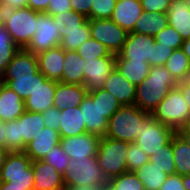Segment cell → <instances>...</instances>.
<instances>
[{
	"label": "cell",
	"instance_id": "18",
	"mask_svg": "<svg viewBox=\"0 0 190 190\" xmlns=\"http://www.w3.org/2000/svg\"><path fill=\"white\" fill-rule=\"evenodd\" d=\"M104 89L116 97L121 106L134 105L136 86L128 81L116 67L110 72Z\"/></svg>",
	"mask_w": 190,
	"mask_h": 190
},
{
	"label": "cell",
	"instance_id": "24",
	"mask_svg": "<svg viewBox=\"0 0 190 190\" xmlns=\"http://www.w3.org/2000/svg\"><path fill=\"white\" fill-rule=\"evenodd\" d=\"M168 25L173 27L183 38H190V9L185 0L171 1L167 11Z\"/></svg>",
	"mask_w": 190,
	"mask_h": 190
},
{
	"label": "cell",
	"instance_id": "1",
	"mask_svg": "<svg viewBox=\"0 0 190 190\" xmlns=\"http://www.w3.org/2000/svg\"><path fill=\"white\" fill-rule=\"evenodd\" d=\"M47 78L39 71L37 54L20 49L7 70L0 77V81L16 92L23 100L27 99Z\"/></svg>",
	"mask_w": 190,
	"mask_h": 190
},
{
	"label": "cell",
	"instance_id": "21",
	"mask_svg": "<svg viewBox=\"0 0 190 190\" xmlns=\"http://www.w3.org/2000/svg\"><path fill=\"white\" fill-rule=\"evenodd\" d=\"M88 91L84 85L56 82L54 94V107L60 111L67 107H78L82 103Z\"/></svg>",
	"mask_w": 190,
	"mask_h": 190
},
{
	"label": "cell",
	"instance_id": "10",
	"mask_svg": "<svg viewBox=\"0 0 190 190\" xmlns=\"http://www.w3.org/2000/svg\"><path fill=\"white\" fill-rule=\"evenodd\" d=\"M90 35L104 44L110 53L117 55L125 44L128 32L111 19H88Z\"/></svg>",
	"mask_w": 190,
	"mask_h": 190
},
{
	"label": "cell",
	"instance_id": "62",
	"mask_svg": "<svg viewBox=\"0 0 190 190\" xmlns=\"http://www.w3.org/2000/svg\"><path fill=\"white\" fill-rule=\"evenodd\" d=\"M184 81L190 83V67H189V69H188V72H187V75H186V78H185Z\"/></svg>",
	"mask_w": 190,
	"mask_h": 190
},
{
	"label": "cell",
	"instance_id": "14",
	"mask_svg": "<svg viewBox=\"0 0 190 190\" xmlns=\"http://www.w3.org/2000/svg\"><path fill=\"white\" fill-rule=\"evenodd\" d=\"M116 55L96 58L86 62L84 71V86L87 91L103 89L110 72L115 67Z\"/></svg>",
	"mask_w": 190,
	"mask_h": 190
},
{
	"label": "cell",
	"instance_id": "43",
	"mask_svg": "<svg viewBox=\"0 0 190 190\" xmlns=\"http://www.w3.org/2000/svg\"><path fill=\"white\" fill-rule=\"evenodd\" d=\"M117 0H93L90 19H111Z\"/></svg>",
	"mask_w": 190,
	"mask_h": 190
},
{
	"label": "cell",
	"instance_id": "35",
	"mask_svg": "<svg viewBox=\"0 0 190 190\" xmlns=\"http://www.w3.org/2000/svg\"><path fill=\"white\" fill-rule=\"evenodd\" d=\"M20 48L12 41L8 30L3 26L0 28V77L7 70Z\"/></svg>",
	"mask_w": 190,
	"mask_h": 190
},
{
	"label": "cell",
	"instance_id": "4",
	"mask_svg": "<svg viewBox=\"0 0 190 190\" xmlns=\"http://www.w3.org/2000/svg\"><path fill=\"white\" fill-rule=\"evenodd\" d=\"M64 188L92 185L108 186V179L100 169L96 156L70 160L63 173Z\"/></svg>",
	"mask_w": 190,
	"mask_h": 190
},
{
	"label": "cell",
	"instance_id": "3",
	"mask_svg": "<svg viewBox=\"0 0 190 190\" xmlns=\"http://www.w3.org/2000/svg\"><path fill=\"white\" fill-rule=\"evenodd\" d=\"M146 114L136 105L121 106L108 120L105 137L135 142L140 134L142 118Z\"/></svg>",
	"mask_w": 190,
	"mask_h": 190
},
{
	"label": "cell",
	"instance_id": "61",
	"mask_svg": "<svg viewBox=\"0 0 190 190\" xmlns=\"http://www.w3.org/2000/svg\"><path fill=\"white\" fill-rule=\"evenodd\" d=\"M0 190H23V189L7 188V182H1Z\"/></svg>",
	"mask_w": 190,
	"mask_h": 190
},
{
	"label": "cell",
	"instance_id": "12",
	"mask_svg": "<svg viewBox=\"0 0 190 190\" xmlns=\"http://www.w3.org/2000/svg\"><path fill=\"white\" fill-rule=\"evenodd\" d=\"M79 107L87 132L100 138L105 137L108 120L99 108V90L89 91Z\"/></svg>",
	"mask_w": 190,
	"mask_h": 190
},
{
	"label": "cell",
	"instance_id": "54",
	"mask_svg": "<svg viewBox=\"0 0 190 190\" xmlns=\"http://www.w3.org/2000/svg\"><path fill=\"white\" fill-rule=\"evenodd\" d=\"M176 133L186 142L190 147V125L182 127L176 131Z\"/></svg>",
	"mask_w": 190,
	"mask_h": 190
},
{
	"label": "cell",
	"instance_id": "49",
	"mask_svg": "<svg viewBox=\"0 0 190 190\" xmlns=\"http://www.w3.org/2000/svg\"><path fill=\"white\" fill-rule=\"evenodd\" d=\"M159 190H186L183 185V176L179 174L168 175Z\"/></svg>",
	"mask_w": 190,
	"mask_h": 190
},
{
	"label": "cell",
	"instance_id": "53",
	"mask_svg": "<svg viewBox=\"0 0 190 190\" xmlns=\"http://www.w3.org/2000/svg\"><path fill=\"white\" fill-rule=\"evenodd\" d=\"M2 4L8 9L27 7V0H3Z\"/></svg>",
	"mask_w": 190,
	"mask_h": 190
},
{
	"label": "cell",
	"instance_id": "63",
	"mask_svg": "<svg viewBox=\"0 0 190 190\" xmlns=\"http://www.w3.org/2000/svg\"><path fill=\"white\" fill-rule=\"evenodd\" d=\"M185 3L188 6V8L190 9V0H185Z\"/></svg>",
	"mask_w": 190,
	"mask_h": 190
},
{
	"label": "cell",
	"instance_id": "32",
	"mask_svg": "<svg viewBox=\"0 0 190 190\" xmlns=\"http://www.w3.org/2000/svg\"><path fill=\"white\" fill-rule=\"evenodd\" d=\"M173 157L176 174L180 176L190 174V147L177 134L173 135Z\"/></svg>",
	"mask_w": 190,
	"mask_h": 190
},
{
	"label": "cell",
	"instance_id": "59",
	"mask_svg": "<svg viewBox=\"0 0 190 190\" xmlns=\"http://www.w3.org/2000/svg\"><path fill=\"white\" fill-rule=\"evenodd\" d=\"M181 49L190 60V38L183 41Z\"/></svg>",
	"mask_w": 190,
	"mask_h": 190
},
{
	"label": "cell",
	"instance_id": "27",
	"mask_svg": "<svg viewBox=\"0 0 190 190\" xmlns=\"http://www.w3.org/2000/svg\"><path fill=\"white\" fill-rule=\"evenodd\" d=\"M86 61L76 51H65L64 68L61 82L84 85V67Z\"/></svg>",
	"mask_w": 190,
	"mask_h": 190
},
{
	"label": "cell",
	"instance_id": "46",
	"mask_svg": "<svg viewBox=\"0 0 190 190\" xmlns=\"http://www.w3.org/2000/svg\"><path fill=\"white\" fill-rule=\"evenodd\" d=\"M172 0H140L143 11L148 13H165L169 10Z\"/></svg>",
	"mask_w": 190,
	"mask_h": 190
},
{
	"label": "cell",
	"instance_id": "58",
	"mask_svg": "<svg viewBox=\"0 0 190 190\" xmlns=\"http://www.w3.org/2000/svg\"><path fill=\"white\" fill-rule=\"evenodd\" d=\"M9 150L0 147V171L5 163V160L7 158V155L9 154Z\"/></svg>",
	"mask_w": 190,
	"mask_h": 190
},
{
	"label": "cell",
	"instance_id": "41",
	"mask_svg": "<svg viewBox=\"0 0 190 190\" xmlns=\"http://www.w3.org/2000/svg\"><path fill=\"white\" fill-rule=\"evenodd\" d=\"M154 40L162 45L168 46L171 49H180L183 44L181 35L170 25L154 36Z\"/></svg>",
	"mask_w": 190,
	"mask_h": 190
},
{
	"label": "cell",
	"instance_id": "38",
	"mask_svg": "<svg viewBox=\"0 0 190 190\" xmlns=\"http://www.w3.org/2000/svg\"><path fill=\"white\" fill-rule=\"evenodd\" d=\"M76 52L86 62L96 58L107 57L111 54L104 44L94 40L92 37L84 42Z\"/></svg>",
	"mask_w": 190,
	"mask_h": 190
},
{
	"label": "cell",
	"instance_id": "34",
	"mask_svg": "<svg viewBox=\"0 0 190 190\" xmlns=\"http://www.w3.org/2000/svg\"><path fill=\"white\" fill-rule=\"evenodd\" d=\"M149 162L153 163L167 175L176 174L173 157V136L165 146L161 147V150L149 157Z\"/></svg>",
	"mask_w": 190,
	"mask_h": 190
},
{
	"label": "cell",
	"instance_id": "48",
	"mask_svg": "<svg viewBox=\"0 0 190 190\" xmlns=\"http://www.w3.org/2000/svg\"><path fill=\"white\" fill-rule=\"evenodd\" d=\"M72 6L70 0H50L46 14L50 16L71 11Z\"/></svg>",
	"mask_w": 190,
	"mask_h": 190
},
{
	"label": "cell",
	"instance_id": "36",
	"mask_svg": "<svg viewBox=\"0 0 190 190\" xmlns=\"http://www.w3.org/2000/svg\"><path fill=\"white\" fill-rule=\"evenodd\" d=\"M106 190H145V188L135 172L127 171L108 179Z\"/></svg>",
	"mask_w": 190,
	"mask_h": 190
},
{
	"label": "cell",
	"instance_id": "47",
	"mask_svg": "<svg viewBox=\"0 0 190 190\" xmlns=\"http://www.w3.org/2000/svg\"><path fill=\"white\" fill-rule=\"evenodd\" d=\"M60 112L61 111L54 106L41 112L45 127L58 131L60 128Z\"/></svg>",
	"mask_w": 190,
	"mask_h": 190
},
{
	"label": "cell",
	"instance_id": "5",
	"mask_svg": "<svg viewBox=\"0 0 190 190\" xmlns=\"http://www.w3.org/2000/svg\"><path fill=\"white\" fill-rule=\"evenodd\" d=\"M127 141L101 137L97 148V161L107 179L127 172Z\"/></svg>",
	"mask_w": 190,
	"mask_h": 190
},
{
	"label": "cell",
	"instance_id": "39",
	"mask_svg": "<svg viewBox=\"0 0 190 190\" xmlns=\"http://www.w3.org/2000/svg\"><path fill=\"white\" fill-rule=\"evenodd\" d=\"M43 160L49 165L53 166L62 175L70 162V158L62 149L61 144H58L54 148H51V150L47 152Z\"/></svg>",
	"mask_w": 190,
	"mask_h": 190
},
{
	"label": "cell",
	"instance_id": "51",
	"mask_svg": "<svg viewBox=\"0 0 190 190\" xmlns=\"http://www.w3.org/2000/svg\"><path fill=\"white\" fill-rule=\"evenodd\" d=\"M50 0H27V7L32 10L45 13L49 7Z\"/></svg>",
	"mask_w": 190,
	"mask_h": 190
},
{
	"label": "cell",
	"instance_id": "60",
	"mask_svg": "<svg viewBox=\"0 0 190 190\" xmlns=\"http://www.w3.org/2000/svg\"><path fill=\"white\" fill-rule=\"evenodd\" d=\"M183 185L186 190H190V174L183 176Z\"/></svg>",
	"mask_w": 190,
	"mask_h": 190
},
{
	"label": "cell",
	"instance_id": "55",
	"mask_svg": "<svg viewBox=\"0 0 190 190\" xmlns=\"http://www.w3.org/2000/svg\"><path fill=\"white\" fill-rule=\"evenodd\" d=\"M5 121L0 119V147L6 149Z\"/></svg>",
	"mask_w": 190,
	"mask_h": 190
},
{
	"label": "cell",
	"instance_id": "22",
	"mask_svg": "<svg viewBox=\"0 0 190 190\" xmlns=\"http://www.w3.org/2000/svg\"><path fill=\"white\" fill-rule=\"evenodd\" d=\"M25 112L24 100L0 81V119L7 122L18 119Z\"/></svg>",
	"mask_w": 190,
	"mask_h": 190
},
{
	"label": "cell",
	"instance_id": "40",
	"mask_svg": "<svg viewBox=\"0 0 190 190\" xmlns=\"http://www.w3.org/2000/svg\"><path fill=\"white\" fill-rule=\"evenodd\" d=\"M90 27L86 31H74L61 38L59 46L65 51H76L84 42L91 38Z\"/></svg>",
	"mask_w": 190,
	"mask_h": 190
},
{
	"label": "cell",
	"instance_id": "57",
	"mask_svg": "<svg viewBox=\"0 0 190 190\" xmlns=\"http://www.w3.org/2000/svg\"><path fill=\"white\" fill-rule=\"evenodd\" d=\"M8 8L3 4H0V28L4 26L5 17L7 15Z\"/></svg>",
	"mask_w": 190,
	"mask_h": 190
},
{
	"label": "cell",
	"instance_id": "19",
	"mask_svg": "<svg viewBox=\"0 0 190 190\" xmlns=\"http://www.w3.org/2000/svg\"><path fill=\"white\" fill-rule=\"evenodd\" d=\"M39 71L49 80L61 82L65 50L60 46L37 54Z\"/></svg>",
	"mask_w": 190,
	"mask_h": 190
},
{
	"label": "cell",
	"instance_id": "45",
	"mask_svg": "<svg viewBox=\"0 0 190 190\" xmlns=\"http://www.w3.org/2000/svg\"><path fill=\"white\" fill-rule=\"evenodd\" d=\"M173 49L155 41L152 48V67L164 66L165 62L171 57Z\"/></svg>",
	"mask_w": 190,
	"mask_h": 190
},
{
	"label": "cell",
	"instance_id": "23",
	"mask_svg": "<svg viewBox=\"0 0 190 190\" xmlns=\"http://www.w3.org/2000/svg\"><path fill=\"white\" fill-rule=\"evenodd\" d=\"M56 81L47 79L24 100L25 110L29 112H44L54 106Z\"/></svg>",
	"mask_w": 190,
	"mask_h": 190
},
{
	"label": "cell",
	"instance_id": "26",
	"mask_svg": "<svg viewBox=\"0 0 190 190\" xmlns=\"http://www.w3.org/2000/svg\"><path fill=\"white\" fill-rule=\"evenodd\" d=\"M52 18L58 28L60 38L74 31H86L90 27L88 18L73 10L53 15Z\"/></svg>",
	"mask_w": 190,
	"mask_h": 190
},
{
	"label": "cell",
	"instance_id": "37",
	"mask_svg": "<svg viewBox=\"0 0 190 190\" xmlns=\"http://www.w3.org/2000/svg\"><path fill=\"white\" fill-rule=\"evenodd\" d=\"M5 137L7 150L10 152L24 151V140L18 119L5 122Z\"/></svg>",
	"mask_w": 190,
	"mask_h": 190
},
{
	"label": "cell",
	"instance_id": "6",
	"mask_svg": "<svg viewBox=\"0 0 190 190\" xmlns=\"http://www.w3.org/2000/svg\"><path fill=\"white\" fill-rule=\"evenodd\" d=\"M0 181L7 182V188L33 190L32 160L23 151L9 152L0 171Z\"/></svg>",
	"mask_w": 190,
	"mask_h": 190
},
{
	"label": "cell",
	"instance_id": "7",
	"mask_svg": "<svg viewBox=\"0 0 190 190\" xmlns=\"http://www.w3.org/2000/svg\"><path fill=\"white\" fill-rule=\"evenodd\" d=\"M151 114L157 121L169 126L175 132L190 125L188 105L178 87L172 88Z\"/></svg>",
	"mask_w": 190,
	"mask_h": 190
},
{
	"label": "cell",
	"instance_id": "31",
	"mask_svg": "<svg viewBox=\"0 0 190 190\" xmlns=\"http://www.w3.org/2000/svg\"><path fill=\"white\" fill-rule=\"evenodd\" d=\"M20 121L21 135L24 140V149L26 145L34 139V135L40 132L44 127V121L41 113L26 111L18 118Z\"/></svg>",
	"mask_w": 190,
	"mask_h": 190
},
{
	"label": "cell",
	"instance_id": "15",
	"mask_svg": "<svg viewBox=\"0 0 190 190\" xmlns=\"http://www.w3.org/2000/svg\"><path fill=\"white\" fill-rule=\"evenodd\" d=\"M100 137L91 133L61 138L62 149L70 160H78L85 157L96 156Z\"/></svg>",
	"mask_w": 190,
	"mask_h": 190
},
{
	"label": "cell",
	"instance_id": "44",
	"mask_svg": "<svg viewBox=\"0 0 190 190\" xmlns=\"http://www.w3.org/2000/svg\"><path fill=\"white\" fill-rule=\"evenodd\" d=\"M121 107L115 96L107 90L99 89V108L105 114V118L109 120L111 116Z\"/></svg>",
	"mask_w": 190,
	"mask_h": 190
},
{
	"label": "cell",
	"instance_id": "25",
	"mask_svg": "<svg viewBox=\"0 0 190 190\" xmlns=\"http://www.w3.org/2000/svg\"><path fill=\"white\" fill-rule=\"evenodd\" d=\"M61 138L81 135L87 132L80 107H67L60 112Z\"/></svg>",
	"mask_w": 190,
	"mask_h": 190
},
{
	"label": "cell",
	"instance_id": "2",
	"mask_svg": "<svg viewBox=\"0 0 190 190\" xmlns=\"http://www.w3.org/2000/svg\"><path fill=\"white\" fill-rule=\"evenodd\" d=\"M177 86L178 81L164 66L151 67L148 76L136 86L134 105L152 113L170 90Z\"/></svg>",
	"mask_w": 190,
	"mask_h": 190
},
{
	"label": "cell",
	"instance_id": "50",
	"mask_svg": "<svg viewBox=\"0 0 190 190\" xmlns=\"http://www.w3.org/2000/svg\"><path fill=\"white\" fill-rule=\"evenodd\" d=\"M70 2L73 11L81 13L90 19L93 0H70Z\"/></svg>",
	"mask_w": 190,
	"mask_h": 190
},
{
	"label": "cell",
	"instance_id": "29",
	"mask_svg": "<svg viewBox=\"0 0 190 190\" xmlns=\"http://www.w3.org/2000/svg\"><path fill=\"white\" fill-rule=\"evenodd\" d=\"M168 26V16L165 13H148L143 11L140 18L136 21L131 32L143 35L155 36Z\"/></svg>",
	"mask_w": 190,
	"mask_h": 190
},
{
	"label": "cell",
	"instance_id": "56",
	"mask_svg": "<svg viewBox=\"0 0 190 190\" xmlns=\"http://www.w3.org/2000/svg\"><path fill=\"white\" fill-rule=\"evenodd\" d=\"M67 190H106L103 186H92V185H84V186H76L68 188Z\"/></svg>",
	"mask_w": 190,
	"mask_h": 190
},
{
	"label": "cell",
	"instance_id": "8",
	"mask_svg": "<svg viewBox=\"0 0 190 190\" xmlns=\"http://www.w3.org/2000/svg\"><path fill=\"white\" fill-rule=\"evenodd\" d=\"M39 14L29 7L8 9L4 27L20 49H25L33 38L37 26L36 18Z\"/></svg>",
	"mask_w": 190,
	"mask_h": 190
},
{
	"label": "cell",
	"instance_id": "16",
	"mask_svg": "<svg viewBox=\"0 0 190 190\" xmlns=\"http://www.w3.org/2000/svg\"><path fill=\"white\" fill-rule=\"evenodd\" d=\"M33 190H66L63 175L44 160L32 161Z\"/></svg>",
	"mask_w": 190,
	"mask_h": 190
},
{
	"label": "cell",
	"instance_id": "20",
	"mask_svg": "<svg viewBox=\"0 0 190 190\" xmlns=\"http://www.w3.org/2000/svg\"><path fill=\"white\" fill-rule=\"evenodd\" d=\"M142 12L140 0H117L111 20L129 33Z\"/></svg>",
	"mask_w": 190,
	"mask_h": 190
},
{
	"label": "cell",
	"instance_id": "33",
	"mask_svg": "<svg viewBox=\"0 0 190 190\" xmlns=\"http://www.w3.org/2000/svg\"><path fill=\"white\" fill-rule=\"evenodd\" d=\"M164 67L178 82L184 81L190 67V60L181 48L175 49L171 57L165 62Z\"/></svg>",
	"mask_w": 190,
	"mask_h": 190
},
{
	"label": "cell",
	"instance_id": "13",
	"mask_svg": "<svg viewBox=\"0 0 190 190\" xmlns=\"http://www.w3.org/2000/svg\"><path fill=\"white\" fill-rule=\"evenodd\" d=\"M154 36L129 32L118 55L124 61H147L152 67V48Z\"/></svg>",
	"mask_w": 190,
	"mask_h": 190
},
{
	"label": "cell",
	"instance_id": "9",
	"mask_svg": "<svg viewBox=\"0 0 190 190\" xmlns=\"http://www.w3.org/2000/svg\"><path fill=\"white\" fill-rule=\"evenodd\" d=\"M176 132L167 125L157 121L151 113L142 118L140 134L136 143L149 157L161 150Z\"/></svg>",
	"mask_w": 190,
	"mask_h": 190
},
{
	"label": "cell",
	"instance_id": "28",
	"mask_svg": "<svg viewBox=\"0 0 190 190\" xmlns=\"http://www.w3.org/2000/svg\"><path fill=\"white\" fill-rule=\"evenodd\" d=\"M115 67L135 86L148 76L151 68L147 61H124L118 54L115 57Z\"/></svg>",
	"mask_w": 190,
	"mask_h": 190
},
{
	"label": "cell",
	"instance_id": "11",
	"mask_svg": "<svg viewBox=\"0 0 190 190\" xmlns=\"http://www.w3.org/2000/svg\"><path fill=\"white\" fill-rule=\"evenodd\" d=\"M36 24V32L25 48L27 51L38 54L59 46L61 38L52 16L40 13L36 18Z\"/></svg>",
	"mask_w": 190,
	"mask_h": 190
},
{
	"label": "cell",
	"instance_id": "52",
	"mask_svg": "<svg viewBox=\"0 0 190 190\" xmlns=\"http://www.w3.org/2000/svg\"><path fill=\"white\" fill-rule=\"evenodd\" d=\"M177 87L181 90V93L188 105L189 114H190V83L186 81H179Z\"/></svg>",
	"mask_w": 190,
	"mask_h": 190
},
{
	"label": "cell",
	"instance_id": "17",
	"mask_svg": "<svg viewBox=\"0 0 190 190\" xmlns=\"http://www.w3.org/2000/svg\"><path fill=\"white\" fill-rule=\"evenodd\" d=\"M33 137L34 139L26 145L23 151L32 161L43 160L47 152L61 142L59 132L48 127H44Z\"/></svg>",
	"mask_w": 190,
	"mask_h": 190
},
{
	"label": "cell",
	"instance_id": "42",
	"mask_svg": "<svg viewBox=\"0 0 190 190\" xmlns=\"http://www.w3.org/2000/svg\"><path fill=\"white\" fill-rule=\"evenodd\" d=\"M149 161V156L134 142L129 143L127 153V170L135 172Z\"/></svg>",
	"mask_w": 190,
	"mask_h": 190
},
{
	"label": "cell",
	"instance_id": "30",
	"mask_svg": "<svg viewBox=\"0 0 190 190\" xmlns=\"http://www.w3.org/2000/svg\"><path fill=\"white\" fill-rule=\"evenodd\" d=\"M136 176L144 184L145 190H159L168 175L151 162H146L135 171Z\"/></svg>",
	"mask_w": 190,
	"mask_h": 190
}]
</instances>
